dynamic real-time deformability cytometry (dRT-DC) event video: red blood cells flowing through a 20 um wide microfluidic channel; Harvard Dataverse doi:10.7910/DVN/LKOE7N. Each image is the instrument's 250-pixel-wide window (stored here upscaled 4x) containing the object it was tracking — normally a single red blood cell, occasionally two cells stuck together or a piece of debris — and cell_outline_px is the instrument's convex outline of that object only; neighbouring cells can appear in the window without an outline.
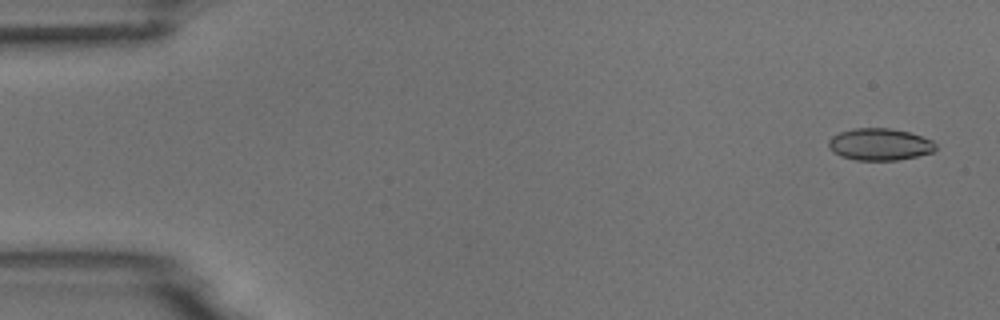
{"species": "common noctule bat (a hibernating species)", "species_latin": "Nyctalus noctula", "temperature_condition": "room temperature", "stored_images_in_passage": 4, "camera_frame_rate_fps": 3000, "um_per_image_px": 0.085, "animal": {"sex": "male", "body_mass_g": 18.8}, "frame": {"image": 1, "passage_image": 1, "time_ms": 0.0, "image_size_px": [1000, 320], "cell_outline_px": [[936, 148], [932, 152], [916, 156], [896, 160], [856, 160], [840, 156], [832, 152], [828, 148], [828, 140], [832, 136], [840, 132], [852, 128], [888, 128], [908, 132], [932, 140], [936, 144]], "centroid_in_image_um": [74.73, 12.27], "position_along_channel_um": 10.3, "area_um2": 19.94}}
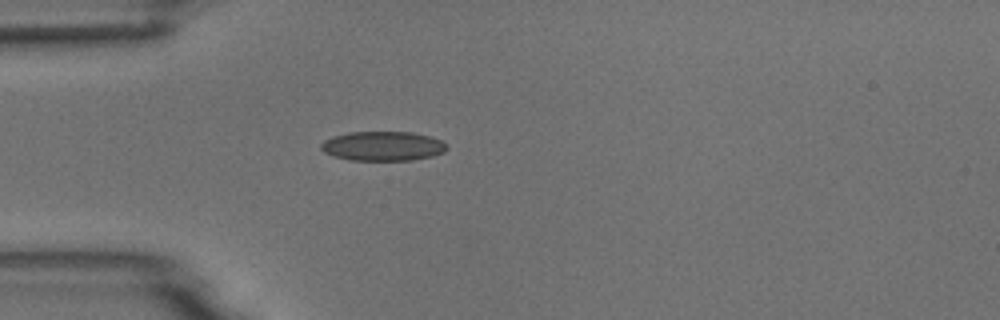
{"frame": {"image": 2, "passage_image": 4, "time_ms": 4.333, "image_size_px": [1000, 320], "cell_outline_px": [[448, 148], [444, 152], [432, 156], [412, 160], [348, 160], [324, 152], [320, 148], [320, 144], [324, 140], [332, 136], [348, 132], [412, 132], [428, 136], [440, 140]], "centroid_in_image_um": [32.51, 12.41], "position_along_channel_um": 52.5, "area_um2": 21.5}}